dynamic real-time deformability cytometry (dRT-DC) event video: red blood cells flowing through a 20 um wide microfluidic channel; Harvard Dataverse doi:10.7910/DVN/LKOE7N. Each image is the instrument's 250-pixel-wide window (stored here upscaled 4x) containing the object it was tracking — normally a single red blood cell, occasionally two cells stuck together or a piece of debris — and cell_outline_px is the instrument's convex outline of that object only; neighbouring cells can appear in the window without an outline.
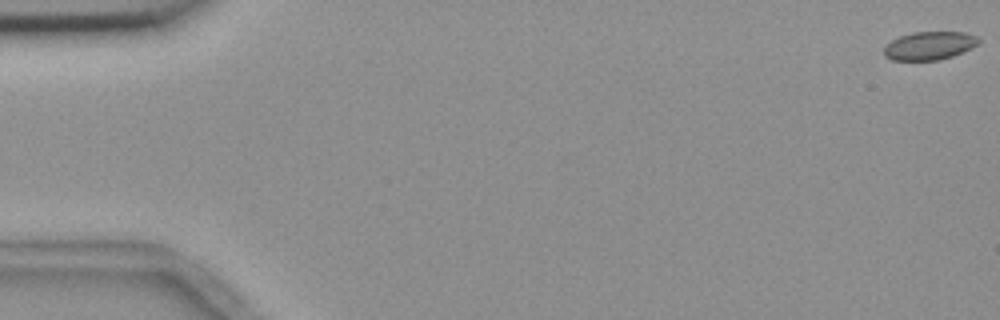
{"species": "common noctule bat (a hibernating species)", "species_latin": "Nyctalus noctula", "temperature_condition": "room temperature", "stored_images_in_passage": 8, "camera_frame_rate_fps": 3000, "um_per_image_px": 0.085, "animal": {"sex": "female", "body_mass_g": 18.4}, "frame": {"image": 1, "passage_image": 1, "time_ms": 0.0, "image_size_px": [1000, 320], "cell_outline_px": [[980, 44], [952, 56], [936, 60], [892, 60], [884, 56], [884, 48], [892, 40], [900, 36], [912, 32], [964, 32], [976, 36], [980, 40]], "centroid_in_image_um": [79.0, 3.88], "position_along_channel_um": 6.0, "area_um2": 15.49}}
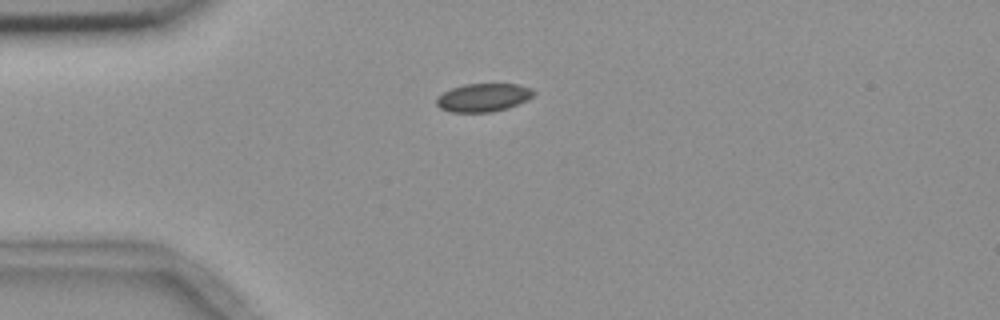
{"frame": {"image": 2, "passage_image": 5, "time_ms": 4.667, "image_size_px": [1000, 320], "cell_outline_px": [[536, 92], [528, 100], [508, 108], [492, 112], [452, 112], [440, 108], [436, 104], [436, 96], [452, 88], [464, 84], [520, 84], [532, 88]], "centroid_in_image_um": [41.1, 8.29], "position_along_channel_um": 43.9, "area_um2": 16.13}}
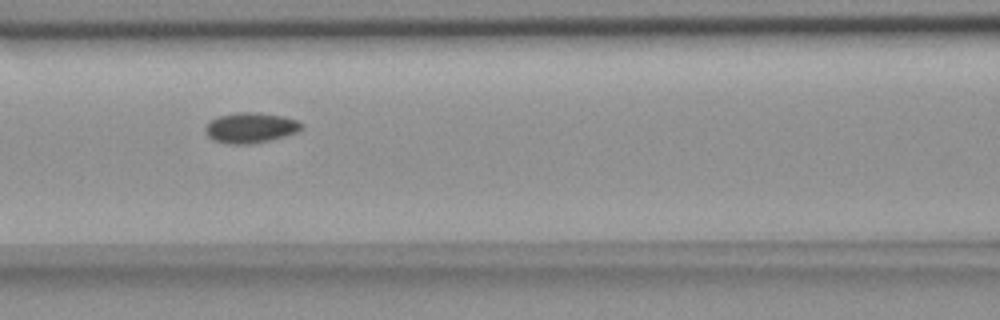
{"frame": {"image": 3, "passage_image": 8, "time_ms": 8.0, "image_size_px": [1000, 320], "cell_outline_px": [[304, 128], [296, 132], [284, 136], [268, 140], [248, 144], [228, 144], [216, 140], [208, 136], [204, 128], [216, 116], [240, 112], [256, 112], [284, 116], [296, 120], [304, 124]], "centroid_in_image_um": [21.32, 10.84], "position_along_channel_um": 145.3, "area_um2": 16.88}}